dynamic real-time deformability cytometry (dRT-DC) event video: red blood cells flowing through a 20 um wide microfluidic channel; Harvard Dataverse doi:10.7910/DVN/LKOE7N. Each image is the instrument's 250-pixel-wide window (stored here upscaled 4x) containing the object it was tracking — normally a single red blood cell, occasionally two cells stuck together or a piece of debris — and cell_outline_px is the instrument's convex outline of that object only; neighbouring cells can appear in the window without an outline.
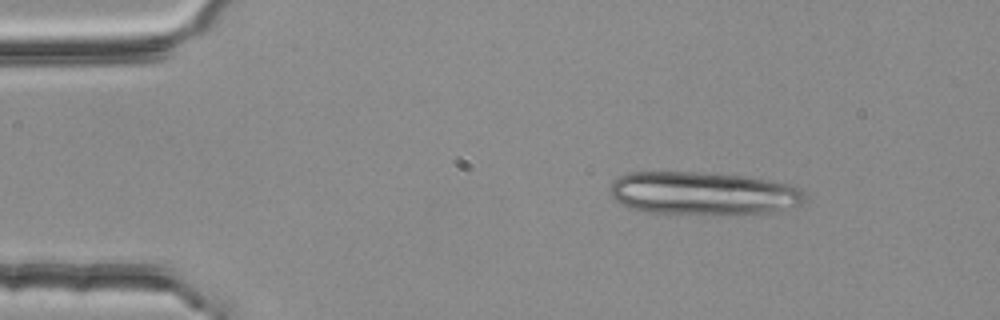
{"species": "common noctule bat (a hibernating species)", "species_latin": "Nyctalus noctula", "temperature_condition": "room temperature", "stored_images_in_passage": 3, "camera_frame_rate_fps": 3000, "um_per_image_px": 0.085, "animal": {"sex": "female", "body_mass_g": 25.1}, "frame": {"image": 1, "passage_image": 1, "time_ms": 0.0, "image_size_px": [1000, 320], "cell_outline_px": [[804, 200], [800, 204], [776, 212], [736, 216], [704, 216], [644, 212], [620, 204], [612, 200], [612, 180], [628, 172], [700, 172], [748, 176], [796, 184], [804, 192]], "centroid_in_image_um": [59.83, 16.47], "position_along_channel_um": 25.2, "area_um2": 50.75}}